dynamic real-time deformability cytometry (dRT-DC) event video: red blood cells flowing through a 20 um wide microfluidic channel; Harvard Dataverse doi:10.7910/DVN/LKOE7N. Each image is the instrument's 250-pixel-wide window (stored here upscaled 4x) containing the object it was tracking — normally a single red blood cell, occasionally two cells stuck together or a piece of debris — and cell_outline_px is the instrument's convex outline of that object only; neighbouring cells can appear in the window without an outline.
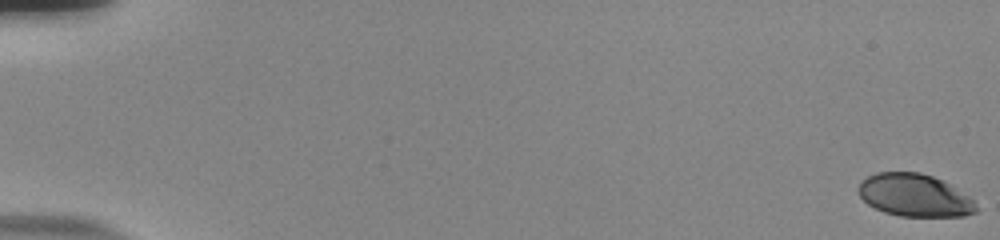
{"species": "human", "species_latin": "Homo sapiens", "temperature_condition": "room temperature", "stored_images_in_passage": 57, "camera_frame_rate_fps": 3000, "um_per_image_px": 0.085, "donor": {"sex": "male"}, "frame": {"image": 1, "passage_image": 1, "time_ms": 0.0, "image_size_px": [1000, 240], "cell_outline_px": [[976, 212], [964, 216], [900, 216], [884, 212], [868, 204], [860, 196], [860, 180], [876, 172], [920, 172], [932, 176], [948, 184], [968, 196], [976, 204]], "centroid_in_image_um": [77.72, 16.6], "position_along_channel_um": 7.3, "area_um2": 28.84}}
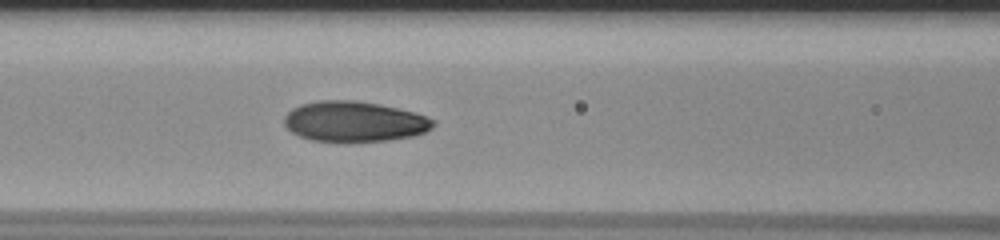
{"frame": {"image": 2, "passage_image": 27, "time_ms": 8.667, "image_size_px": [1000, 240], "cell_outline_px": [[436, 124], [432, 128], [416, 136], [388, 140], [344, 144], [336, 144], [312, 140], [300, 136], [292, 132], [284, 124], [284, 116], [292, 108], [300, 104], [320, 100], [356, 100], [380, 104], [416, 112], [436, 120]], "centroid_in_image_um": [30.13, 10.36], "position_along_channel_um": 136.5, "area_um2": 36.13}}
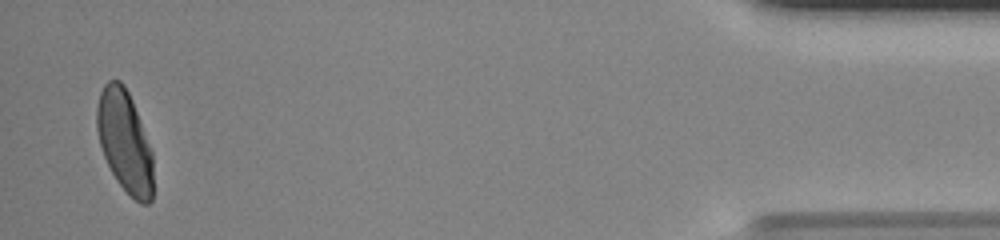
{"frame": {"image": 3, "passage_image": 56, "time_ms": 18.333, "image_size_px": [1000, 240], "cell_outline_px": [[152, 200], [148, 204], [140, 204], [116, 180], [104, 156], [100, 144], [96, 128], [96, 108], [100, 92], [104, 84], [108, 80], [120, 80], [124, 84], [132, 100], [152, 152]], "centroid_in_image_um": [10.58, 12.0], "position_along_channel_um": 424.6, "area_um2": 33.12}, "authors_computed_cell_mechanics": {"area_um2": 33.813, "velocity_mm_per_s": 3.7437, "shape_relaxation_time_tau1_ms": 4.2799, "shape_relaxation_time_tau2_ms": 0.8107, "deformation_change_tau1": 0.1711, "deformation_change_tau2": 0.0481}}